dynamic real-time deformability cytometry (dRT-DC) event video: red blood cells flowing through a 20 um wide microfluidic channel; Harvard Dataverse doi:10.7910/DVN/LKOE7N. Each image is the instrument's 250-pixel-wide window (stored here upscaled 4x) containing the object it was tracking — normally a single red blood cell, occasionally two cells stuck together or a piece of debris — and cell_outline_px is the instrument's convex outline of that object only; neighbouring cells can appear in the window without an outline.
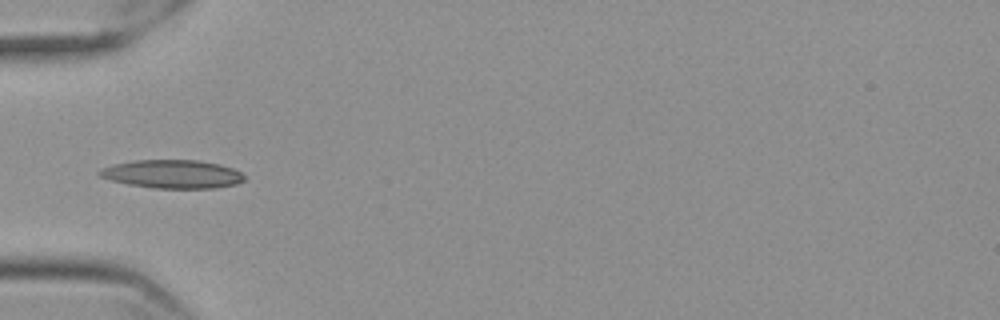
{"species": "Egyptian fruit bat (a non-hibernating species)", "species_latin": "Rousettus aegyptiacus", "temperature_condition": "cold", "stored_images_in_passage": 30, "camera_frame_rate_fps": 3000, "um_per_image_px": 0.085, "frame": {"image": 1, "passage_image": 1, "time_ms": 0.0, "image_size_px": [1000, 320], "cell_outline_px": [[244, 180], [236, 184], [216, 188], [152, 188], [128, 184], [112, 180], [100, 176], [96, 172], [112, 164], [136, 160], [200, 160], [220, 164], [232, 168], [240, 172], [244, 176]], "centroid_in_image_um": [14.67, 14.79], "position_along_channel_um": 70.3, "area_um2": 23.93}, "authors_computed_cell_mechanics": {"area_um2": 21.1837, "velocity_mm_per_s": 3.5076, "shape_relaxation_time_tau1_ms": null, "shape_relaxation_time_tau2_ms": 6.5695, "deformation_change_tau1": null, "deformation_change_tau2": 0.1261}}